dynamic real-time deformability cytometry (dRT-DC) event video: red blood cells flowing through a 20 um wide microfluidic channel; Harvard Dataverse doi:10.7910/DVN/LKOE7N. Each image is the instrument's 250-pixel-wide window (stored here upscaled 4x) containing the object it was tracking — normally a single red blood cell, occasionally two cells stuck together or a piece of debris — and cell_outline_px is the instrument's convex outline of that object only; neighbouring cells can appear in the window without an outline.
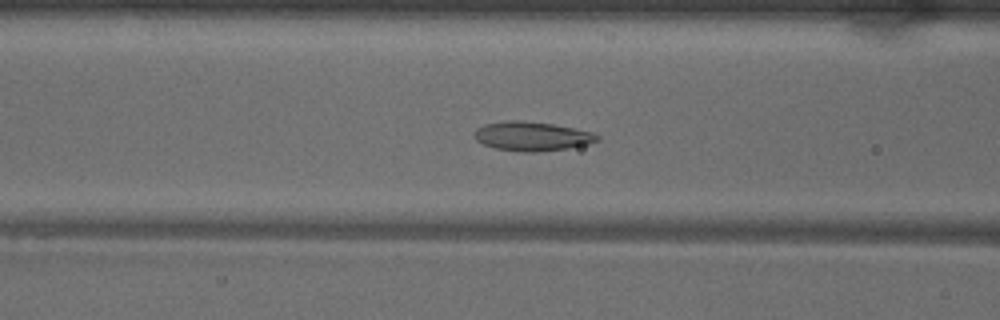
{"species": "common noctule bat (a hibernating species)", "species_latin": "Nyctalus noctula", "temperature_condition": "warm", "stored_images_in_passage": 40, "camera_frame_rate_fps": 3000, "um_per_image_px": 0.085, "animal": {"sex": "male", "body_mass_g": 18.8}, "frame": {"image": 1, "passage_image": 9, "time_ms": 2.667, "image_size_px": [1000, 320], "cell_outline_px": [[600, 140], [588, 144], [568, 148], [536, 152], [520, 152], [492, 148], [476, 140], [472, 136], [476, 128], [484, 124], [508, 120], [520, 120], [552, 124], [592, 132], [600, 136]], "centroid_in_image_um": [45.18, 11.58], "position_along_channel_um": 121.4, "area_um2": 21.04}}
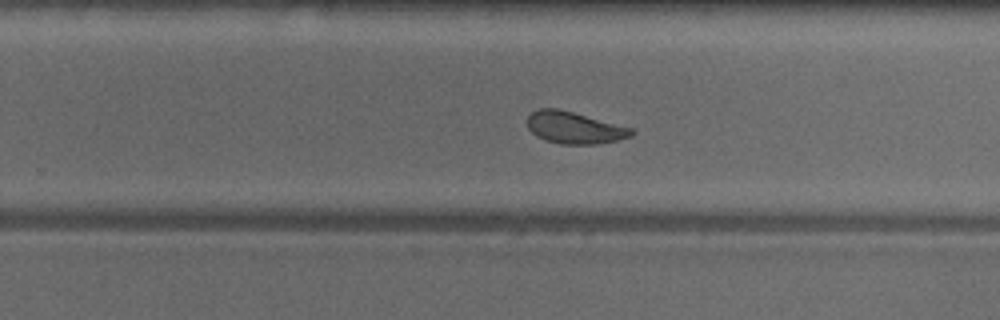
{"frame": {"image": 2, "passage_image": 21, "time_ms": 6.667, "image_size_px": [1000, 320], "cell_outline_px": [[636, 132], [632, 136], [616, 140], [596, 144], [560, 144], [544, 140], [536, 136], [528, 128], [528, 116], [532, 112], [540, 108], [556, 108], [636, 128]], "centroid_in_image_um": [48.86, 10.86], "position_along_channel_um": 280.9, "area_um2": 19.48}}
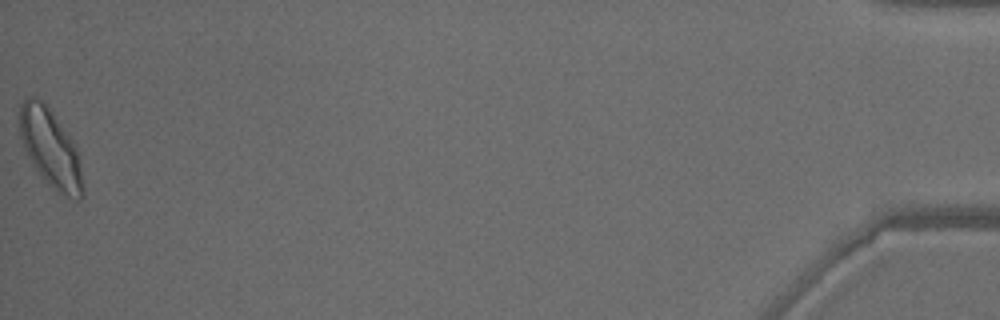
{"frame": {"image": 3, "passage_image": 40, "time_ms": 13.0, "image_size_px": [1000, 320], "cell_outline_px": [[84, 196], [80, 200], [76, 200], [56, 192], [40, 176], [32, 164], [24, 148], [20, 136], [16, 120], [20, 104], [28, 96], [36, 96], [52, 112], [76, 148], [80, 156], [84, 184]], "centroid_in_image_um": [4.27, 12.64], "position_along_channel_um": 430.9, "area_um2": 29.3}, "authors_computed_cell_mechanics": {"area_um2": 21.097, "velocity_mm_per_s": 3.9907, "shape_relaxation_time_tau1_ms": 4.1546, "shape_relaxation_time_tau2_ms": 1.8349, "deformation_change_tau1": 0.1175, "deformation_change_tau2": 0.0754}}